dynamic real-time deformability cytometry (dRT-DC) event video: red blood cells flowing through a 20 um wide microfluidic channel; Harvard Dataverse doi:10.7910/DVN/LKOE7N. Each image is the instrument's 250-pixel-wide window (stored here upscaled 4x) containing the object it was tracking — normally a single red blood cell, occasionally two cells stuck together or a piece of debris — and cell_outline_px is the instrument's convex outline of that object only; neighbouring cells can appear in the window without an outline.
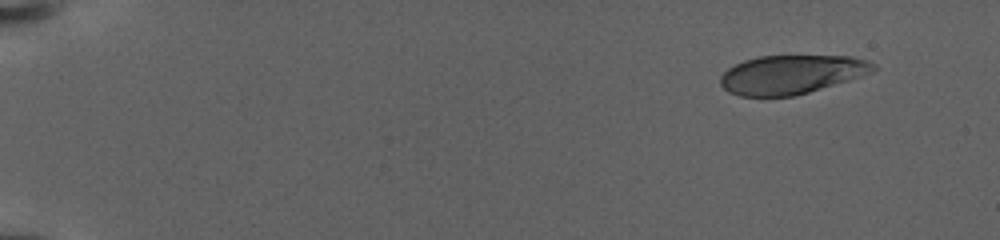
{"species": "human", "species_latin": "Homo sapiens", "temperature_condition": "warm", "stored_images_in_passage": 30, "camera_frame_rate_fps": 3000, "um_per_image_px": 0.085, "donor": {"sex": "female"}, "frame": {"image": 1, "passage_image": 1, "time_ms": 0.0, "image_size_px": [1000, 240], "cell_outline_px": [[876, 68], [872, 72], [796, 96], [740, 96], [728, 92], [720, 84], [720, 76], [728, 68], [744, 60], [760, 56], [848, 56], [864, 60], [876, 64]], "centroid_in_image_um": [67.22, 6.33], "position_along_channel_um": 17.8, "area_um2": 34.28}}
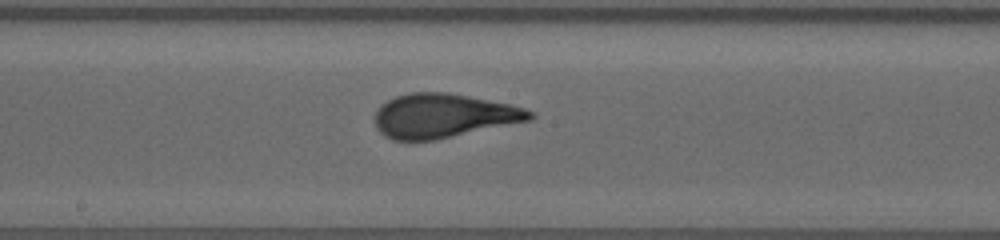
{"frame": {"image": 2, "passage_image": 16, "time_ms": 12.0, "image_size_px": [1000, 240], "cell_outline_px": [[536, 116], [532, 120], [436, 140], [392, 140], [384, 136], [376, 128], [376, 112], [388, 100], [396, 96], [412, 92], [448, 92], [508, 104], [524, 108], [536, 112]], "centroid_in_image_um": [37.73, 9.85], "position_along_channel_um": 210.5, "area_um2": 39.77}}
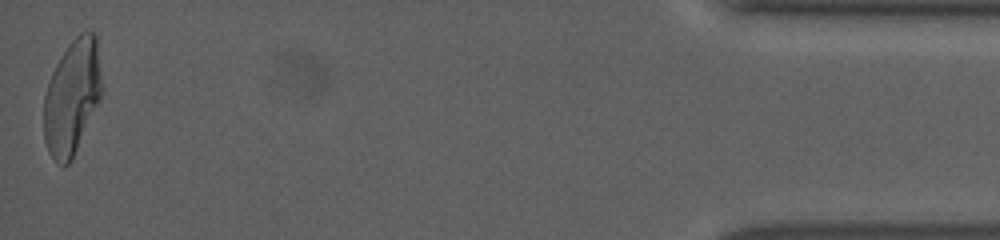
{"frame": {"image": 3, "passage_image": 30, "time_ms": 22.333, "image_size_px": [1000, 240], "cell_outline_px": [[100, 100], [72, 160], [64, 168], [56, 164], [48, 152], [44, 140], [44, 96], [52, 72], [56, 64], [68, 44], [80, 32], [92, 32], [96, 36], [100, 80]], "centroid_in_image_um": [6.09, 8.32], "position_along_channel_um": 429.1, "area_um2": 38.49}, "authors_computed_cell_mechanics": {"area_um2": 38.7549, "velocity_mm_per_s": 2.8668, "shape_relaxation_time_tau1_ms": 6.1952, "shape_relaxation_time_tau2_ms": null, "deformation_change_tau1": 0.2304, "deformation_change_tau2": null}}